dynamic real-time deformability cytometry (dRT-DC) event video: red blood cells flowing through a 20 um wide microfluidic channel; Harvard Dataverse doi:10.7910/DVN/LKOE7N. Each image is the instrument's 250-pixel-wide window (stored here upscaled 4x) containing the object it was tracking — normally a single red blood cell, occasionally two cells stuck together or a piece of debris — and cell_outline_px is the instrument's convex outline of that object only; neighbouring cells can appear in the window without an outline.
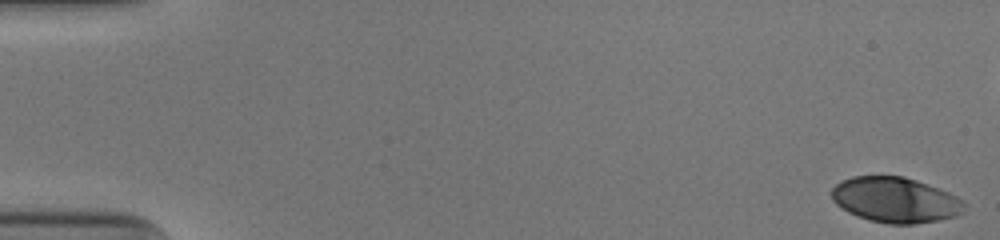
{"species": "human", "species_latin": "Homo sapiens", "temperature_condition": "cold", "stored_images_in_passage": 53, "camera_frame_rate_fps": 3000, "um_per_image_px": 0.085, "donor": {"sex": "male"}, "frame": {"image": 1, "passage_image": 1, "time_ms": 0.0, "image_size_px": [1000, 240], "cell_outline_px": [[964, 204], [960, 212], [956, 216], [916, 224], [888, 224], [868, 220], [856, 216], [848, 212], [836, 204], [832, 200], [832, 188], [840, 180], [852, 176], [904, 176], [916, 180], [948, 192], [956, 196]], "centroid_in_image_um": [76.04, 16.99], "position_along_channel_um": 9.0, "area_um2": 34.91}}
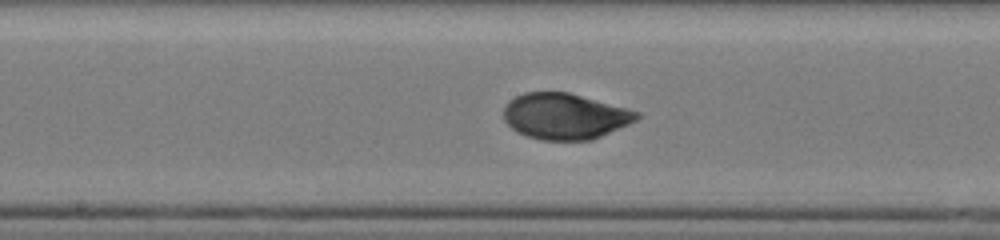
{"frame": {"image": 2, "passage_image": 28, "time_ms": 9.0, "image_size_px": [1000, 240], "cell_outline_px": [[640, 116], [636, 120], [628, 124], [592, 140], [540, 140], [516, 132], [504, 120], [504, 108], [508, 100], [524, 92], [568, 92], [640, 112]], "centroid_in_image_um": [47.98, 9.88], "position_along_channel_um": 200.2, "area_um2": 35.49}}
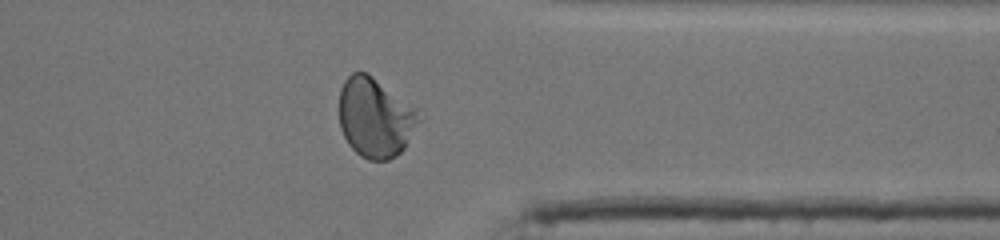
{"frame": {"image": 3, "passage_image": 42, "time_ms": 13.667, "image_size_px": [1000, 240], "cell_outline_px": [[420, 120], [404, 148], [396, 156], [388, 160], [368, 160], [360, 156], [348, 144], [340, 128], [340, 88], [344, 80], [352, 72], [368, 72], [420, 108]], "centroid_in_image_um": [31.92, 9.96], "position_along_channel_um": 379.5, "area_um2": 37.57}, "authors_computed_cell_mechanics": {"area_um2": 35.547, "velocity_mm_per_s": 3.9526, "shape_relaxation_time_tau1_ms": 3.5587, "shape_relaxation_time_tau2_ms": null, "deformation_change_tau1": 0.1607, "deformation_change_tau2": null}}